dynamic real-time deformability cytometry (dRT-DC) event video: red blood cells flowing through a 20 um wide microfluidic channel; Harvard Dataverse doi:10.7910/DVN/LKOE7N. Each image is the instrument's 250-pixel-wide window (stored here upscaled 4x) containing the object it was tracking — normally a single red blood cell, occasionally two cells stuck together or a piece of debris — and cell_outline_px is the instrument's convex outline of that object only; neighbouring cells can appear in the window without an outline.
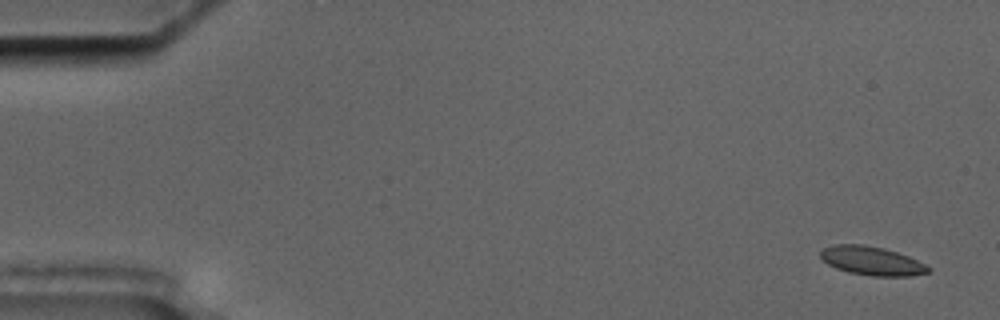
{"species": "common noctule bat (a hibernating species)", "species_latin": "Nyctalus noctula", "temperature_condition": "cold", "stored_images_in_passage": 4, "camera_frame_rate_fps": 3000, "um_per_image_px": 0.085, "animal": {"sex": "male", "body_mass_g": 17.5, "forearm_length_mm": 52.3}, "frame": {"image": 1, "passage_image": 1, "time_ms": 0.0, "image_size_px": [1000, 320], "cell_outline_px": [[932, 272], [912, 276], [872, 276], [848, 272], [836, 268], [828, 264], [820, 256], [820, 252], [824, 248], [832, 244], [864, 244], [884, 248], [908, 256], [932, 268]], "centroid_in_image_um": [74.12, 22.17], "position_along_channel_um": 10.9, "area_um2": 18.15}}